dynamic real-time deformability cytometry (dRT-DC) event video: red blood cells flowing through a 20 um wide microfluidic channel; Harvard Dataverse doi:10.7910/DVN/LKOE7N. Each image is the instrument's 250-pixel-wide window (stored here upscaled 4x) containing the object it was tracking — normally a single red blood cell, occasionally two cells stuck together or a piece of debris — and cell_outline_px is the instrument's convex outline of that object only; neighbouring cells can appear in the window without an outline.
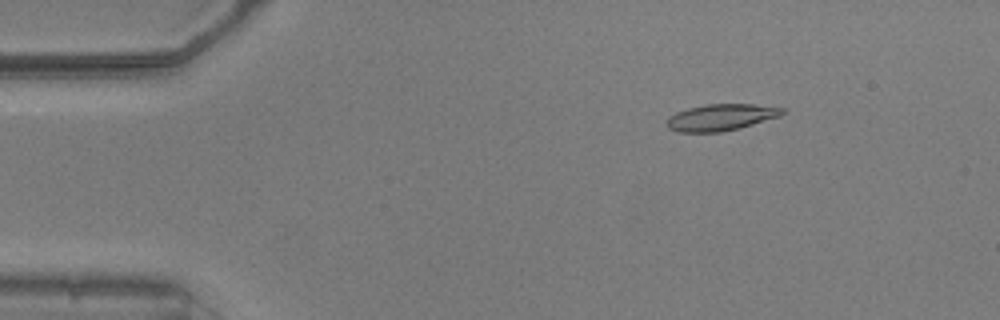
{"species": "common noctule bat (a hibernating species)", "species_latin": "Nyctalus noctula", "temperature_condition": "warm", "stored_images_in_passage": 47, "camera_frame_rate_fps": 3000, "um_per_image_px": 0.085, "animal": {"sex": "male", "body_mass_g": 20.5, "forearm_length_mm": 52.5}, "frame": {"image": 1, "passage_image": 2, "time_ms": 0.333, "image_size_px": [1000, 320], "cell_outline_px": [[788, 112], [780, 116], [740, 128], [720, 132], [676, 132], [668, 128], [668, 116], [676, 112], [688, 108], [704, 104], [752, 104], [784, 108]], "centroid_in_image_um": [61.3, 9.97], "position_along_channel_um": 23.7, "area_um2": 17.98}}
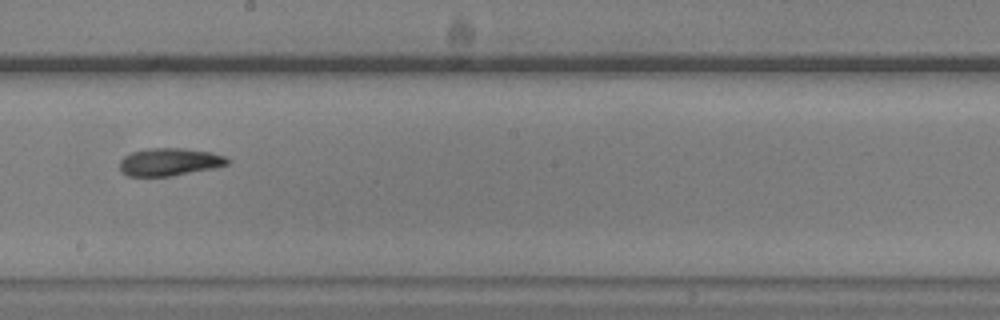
{"frame": {"image": 2, "passage_image": 24, "time_ms": 7.667, "image_size_px": [1000, 320], "cell_outline_px": [[232, 160], [228, 164], [216, 168], [172, 176], [128, 176], [120, 172], [120, 160], [124, 156], [132, 152], [144, 148], [184, 148], [212, 152], [224, 156]], "centroid_in_image_um": [14.42, 13.76], "position_along_channel_um": 233.8, "area_um2": 17.69}}
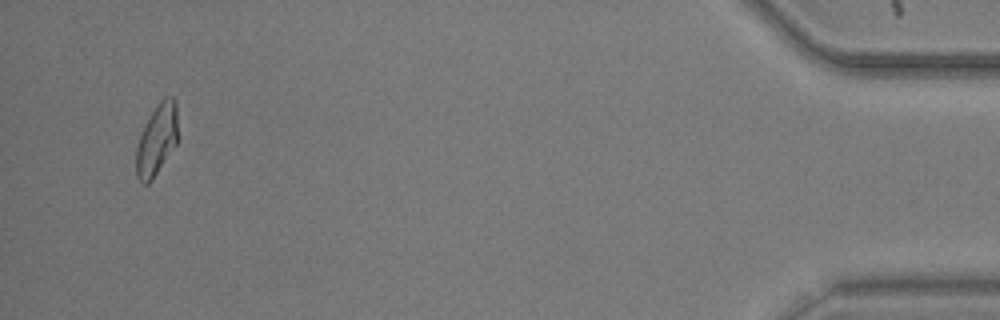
{"frame": {"image": 3, "passage_image": 45, "time_ms": 14.667, "image_size_px": [1000, 320], "cell_outline_px": [[180, 140], [152, 180], [148, 184], [144, 184], [136, 176], [136, 148], [144, 124], [156, 104], [164, 96], [172, 96], [176, 100]], "centroid_in_image_um": [13.38, 11.83], "position_along_channel_um": 421.8, "area_um2": 17.98}, "authors_computed_cell_mechanics": {"area_um2": 17.629, "velocity_mm_per_s": 3.8366, "shape_relaxation_time_tau1_ms": 7.2115, "shape_relaxation_time_tau2_ms": 5.2543, "deformation_change_tau1": 0.2024, "deformation_change_tau2": 0.1194}}